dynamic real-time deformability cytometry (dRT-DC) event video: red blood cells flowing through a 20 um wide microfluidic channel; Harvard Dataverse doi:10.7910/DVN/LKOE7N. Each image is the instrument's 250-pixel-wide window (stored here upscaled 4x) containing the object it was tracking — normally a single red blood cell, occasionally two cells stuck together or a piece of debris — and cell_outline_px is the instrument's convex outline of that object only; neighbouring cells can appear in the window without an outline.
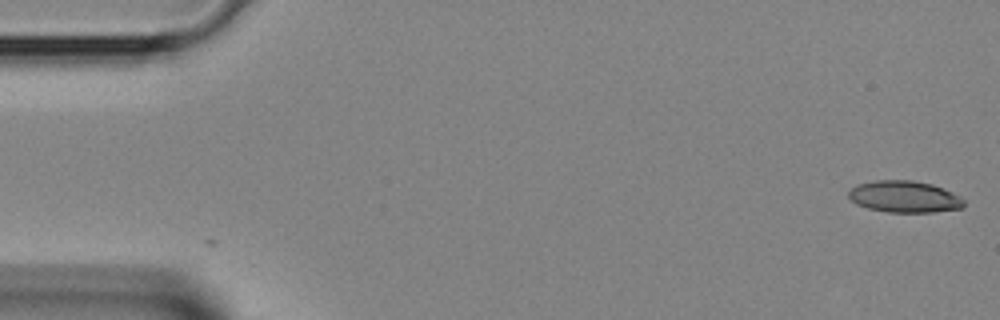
{"species": "Egyptian fruit bat (a non-hibernating species)", "species_latin": "Rousettus aegyptiacus", "temperature_condition": "room temperature", "stored_images_in_passage": 5, "camera_frame_rate_fps": 3000, "um_per_image_px": 0.085, "animal": {"sex": "female"}, "frame": {"image": 1, "passage_image": 1, "time_ms": 0.0, "image_size_px": [1000, 320], "cell_outline_px": [[964, 208], [932, 212], [888, 212], [868, 208], [856, 204], [848, 196], [848, 192], [856, 184], [876, 180], [912, 180], [932, 184], [952, 192], [960, 196], [964, 200]], "centroid_in_image_um": [76.88, 16.71], "position_along_channel_um": 8.1, "area_um2": 21.33}}
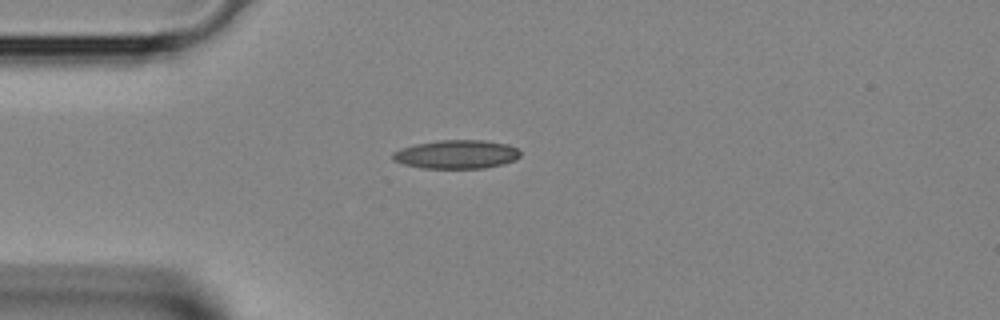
{"frame": {"image": 2, "passage_image": 5, "time_ms": 1.333, "image_size_px": [1000, 320], "cell_outline_px": [[520, 156], [516, 160], [504, 164], [484, 168], [420, 168], [404, 164], [392, 160], [392, 152], [400, 148], [416, 144], [436, 140], [484, 140], [508, 144], [516, 148], [520, 152]], "centroid_in_image_um": [38.79, 13.12], "position_along_channel_um": 46.2, "area_um2": 21.5}}